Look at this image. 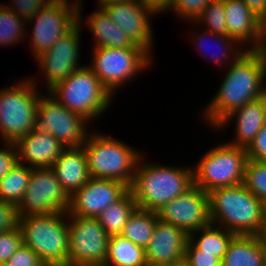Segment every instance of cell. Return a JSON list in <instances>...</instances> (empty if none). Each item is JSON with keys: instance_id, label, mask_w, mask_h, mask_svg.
I'll return each instance as SVG.
<instances>
[{"instance_id": "1", "label": "cell", "mask_w": 266, "mask_h": 266, "mask_svg": "<svg viewBox=\"0 0 266 266\" xmlns=\"http://www.w3.org/2000/svg\"><path fill=\"white\" fill-rule=\"evenodd\" d=\"M228 67L219 90L203 110L205 122L214 129L232 111L263 97L266 92V53L263 49L245 51Z\"/></svg>"}, {"instance_id": "2", "label": "cell", "mask_w": 266, "mask_h": 266, "mask_svg": "<svg viewBox=\"0 0 266 266\" xmlns=\"http://www.w3.org/2000/svg\"><path fill=\"white\" fill-rule=\"evenodd\" d=\"M208 194L211 224L236 235H266V206L243 183Z\"/></svg>"}, {"instance_id": "3", "label": "cell", "mask_w": 266, "mask_h": 266, "mask_svg": "<svg viewBox=\"0 0 266 266\" xmlns=\"http://www.w3.org/2000/svg\"><path fill=\"white\" fill-rule=\"evenodd\" d=\"M139 158L134 181L129 188L134 195L137 208L157 212L184 193L194 184L193 166L174 167L162 164L145 163Z\"/></svg>"}, {"instance_id": "4", "label": "cell", "mask_w": 266, "mask_h": 266, "mask_svg": "<svg viewBox=\"0 0 266 266\" xmlns=\"http://www.w3.org/2000/svg\"><path fill=\"white\" fill-rule=\"evenodd\" d=\"M82 147L91 177L115 180L131 187L142 155L140 151L98 131L89 133Z\"/></svg>"}, {"instance_id": "5", "label": "cell", "mask_w": 266, "mask_h": 266, "mask_svg": "<svg viewBox=\"0 0 266 266\" xmlns=\"http://www.w3.org/2000/svg\"><path fill=\"white\" fill-rule=\"evenodd\" d=\"M66 217L67 212H53L19 218L23 244L31 248L46 266H68L69 239Z\"/></svg>"}, {"instance_id": "6", "label": "cell", "mask_w": 266, "mask_h": 266, "mask_svg": "<svg viewBox=\"0 0 266 266\" xmlns=\"http://www.w3.org/2000/svg\"><path fill=\"white\" fill-rule=\"evenodd\" d=\"M48 93L69 111L82 115L89 123L102 116L113 101L111 93L88 65L76 69Z\"/></svg>"}, {"instance_id": "7", "label": "cell", "mask_w": 266, "mask_h": 266, "mask_svg": "<svg viewBox=\"0 0 266 266\" xmlns=\"http://www.w3.org/2000/svg\"><path fill=\"white\" fill-rule=\"evenodd\" d=\"M18 81L0 89V137L3 142L16 143L36 128L41 92H38L34 78Z\"/></svg>"}, {"instance_id": "8", "label": "cell", "mask_w": 266, "mask_h": 266, "mask_svg": "<svg viewBox=\"0 0 266 266\" xmlns=\"http://www.w3.org/2000/svg\"><path fill=\"white\" fill-rule=\"evenodd\" d=\"M247 150L231 144H219L202 155L193 167L194 184L204 192L244 182Z\"/></svg>"}, {"instance_id": "9", "label": "cell", "mask_w": 266, "mask_h": 266, "mask_svg": "<svg viewBox=\"0 0 266 266\" xmlns=\"http://www.w3.org/2000/svg\"><path fill=\"white\" fill-rule=\"evenodd\" d=\"M88 66L114 97L118 88L149 68L152 55L144 48L94 47Z\"/></svg>"}, {"instance_id": "10", "label": "cell", "mask_w": 266, "mask_h": 266, "mask_svg": "<svg viewBox=\"0 0 266 266\" xmlns=\"http://www.w3.org/2000/svg\"><path fill=\"white\" fill-rule=\"evenodd\" d=\"M71 2L52 0L27 20V28L32 23L34 25L30 46L35 59L48 51L61 36L68 33L78 23L79 0Z\"/></svg>"}, {"instance_id": "11", "label": "cell", "mask_w": 266, "mask_h": 266, "mask_svg": "<svg viewBox=\"0 0 266 266\" xmlns=\"http://www.w3.org/2000/svg\"><path fill=\"white\" fill-rule=\"evenodd\" d=\"M45 95L39 98L36 129L51 134L65 148L82 147L90 133L86 127L89 121L69 111L49 93Z\"/></svg>"}, {"instance_id": "12", "label": "cell", "mask_w": 266, "mask_h": 266, "mask_svg": "<svg viewBox=\"0 0 266 266\" xmlns=\"http://www.w3.org/2000/svg\"><path fill=\"white\" fill-rule=\"evenodd\" d=\"M71 220H70V219ZM68 265H103L110 236L97 218L68 215Z\"/></svg>"}, {"instance_id": "13", "label": "cell", "mask_w": 266, "mask_h": 266, "mask_svg": "<svg viewBox=\"0 0 266 266\" xmlns=\"http://www.w3.org/2000/svg\"><path fill=\"white\" fill-rule=\"evenodd\" d=\"M70 196L63 189L51 168H33L23 196L18 204L19 218L67 212Z\"/></svg>"}, {"instance_id": "14", "label": "cell", "mask_w": 266, "mask_h": 266, "mask_svg": "<svg viewBox=\"0 0 266 266\" xmlns=\"http://www.w3.org/2000/svg\"><path fill=\"white\" fill-rule=\"evenodd\" d=\"M81 6L78 5V23L65 35L61 36L51 48L35 59L38 62L40 73L44 74L46 90H50L57 83L68 78L76 69L83 67L80 62L81 37ZM42 71V72H41Z\"/></svg>"}, {"instance_id": "15", "label": "cell", "mask_w": 266, "mask_h": 266, "mask_svg": "<svg viewBox=\"0 0 266 266\" xmlns=\"http://www.w3.org/2000/svg\"><path fill=\"white\" fill-rule=\"evenodd\" d=\"M156 213L161 221L175 225L190 235L211 224L209 194L193 184Z\"/></svg>"}, {"instance_id": "16", "label": "cell", "mask_w": 266, "mask_h": 266, "mask_svg": "<svg viewBox=\"0 0 266 266\" xmlns=\"http://www.w3.org/2000/svg\"><path fill=\"white\" fill-rule=\"evenodd\" d=\"M129 187L115 180L91 177L70 196L68 215L97 218L110 204L118 201Z\"/></svg>"}, {"instance_id": "17", "label": "cell", "mask_w": 266, "mask_h": 266, "mask_svg": "<svg viewBox=\"0 0 266 266\" xmlns=\"http://www.w3.org/2000/svg\"><path fill=\"white\" fill-rule=\"evenodd\" d=\"M110 20L118 25L137 44L150 54L153 47V15L157 13L147 7L141 0L110 3L101 7ZM152 45V46H151Z\"/></svg>"}, {"instance_id": "18", "label": "cell", "mask_w": 266, "mask_h": 266, "mask_svg": "<svg viewBox=\"0 0 266 266\" xmlns=\"http://www.w3.org/2000/svg\"><path fill=\"white\" fill-rule=\"evenodd\" d=\"M227 35L247 50H260L265 45V23L242 0H224ZM248 42V45H246ZM251 45V46H250Z\"/></svg>"}, {"instance_id": "19", "label": "cell", "mask_w": 266, "mask_h": 266, "mask_svg": "<svg viewBox=\"0 0 266 266\" xmlns=\"http://www.w3.org/2000/svg\"><path fill=\"white\" fill-rule=\"evenodd\" d=\"M189 235L179 227L157 220L153 236L145 248L149 266H166L184 260Z\"/></svg>"}, {"instance_id": "20", "label": "cell", "mask_w": 266, "mask_h": 266, "mask_svg": "<svg viewBox=\"0 0 266 266\" xmlns=\"http://www.w3.org/2000/svg\"><path fill=\"white\" fill-rule=\"evenodd\" d=\"M15 144L19 163L30 168H51L65 149L54 136L36 128Z\"/></svg>"}, {"instance_id": "21", "label": "cell", "mask_w": 266, "mask_h": 266, "mask_svg": "<svg viewBox=\"0 0 266 266\" xmlns=\"http://www.w3.org/2000/svg\"><path fill=\"white\" fill-rule=\"evenodd\" d=\"M234 119L236 122L235 139L230 143L227 142V144L247 149L266 122V96L264 95L232 111L215 127L216 130L224 129Z\"/></svg>"}, {"instance_id": "22", "label": "cell", "mask_w": 266, "mask_h": 266, "mask_svg": "<svg viewBox=\"0 0 266 266\" xmlns=\"http://www.w3.org/2000/svg\"><path fill=\"white\" fill-rule=\"evenodd\" d=\"M51 169L69 196L91 178L83 147L65 148Z\"/></svg>"}, {"instance_id": "23", "label": "cell", "mask_w": 266, "mask_h": 266, "mask_svg": "<svg viewBox=\"0 0 266 266\" xmlns=\"http://www.w3.org/2000/svg\"><path fill=\"white\" fill-rule=\"evenodd\" d=\"M221 266H266V235H235Z\"/></svg>"}, {"instance_id": "24", "label": "cell", "mask_w": 266, "mask_h": 266, "mask_svg": "<svg viewBox=\"0 0 266 266\" xmlns=\"http://www.w3.org/2000/svg\"><path fill=\"white\" fill-rule=\"evenodd\" d=\"M86 26L95 36L93 47L143 48L137 45L116 23L110 20L102 8L87 16Z\"/></svg>"}, {"instance_id": "25", "label": "cell", "mask_w": 266, "mask_h": 266, "mask_svg": "<svg viewBox=\"0 0 266 266\" xmlns=\"http://www.w3.org/2000/svg\"><path fill=\"white\" fill-rule=\"evenodd\" d=\"M197 32H199V31H196V33H194V35H193L194 38H193L192 42L194 41L196 43V46L201 48V49L198 48V50H200V51L203 50L204 54L210 53V52H206V51H208L206 49L208 47L207 46L208 40L209 41L214 40V42H216L215 44L219 46V48L217 46V48L219 49L217 52H219L221 54H219V53H217V54L214 53L215 55L214 54L213 55L208 54V55H210L209 59L212 58L211 60L213 61L214 65H215V63L217 66L221 64L222 67L225 64H226V66L230 65L234 61H236L245 51H247V49L242 48L241 44L237 40L233 39L232 37H229L228 35L215 34V33L209 32L205 29L201 33L200 32L197 33ZM214 42H213V44H214ZM237 43L240 45V47ZM205 49H206V51H205ZM206 57H208V56H206Z\"/></svg>"}, {"instance_id": "26", "label": "cell", "mask_w": 266, "mask_h": 266, "mask_svg": "<svg viewBox=\"0 0 266 266\" xmlns=\"http://www.w3.org/2000/svg\"><path fill=\"white\" fill-rule=\"evenodd\" d=\"M136 208L137 203L129 189L118 201L105 208L98 215L97 220L109 236L120 235Z\"/></svg>"}, {"instance_id": "27", "label": "cell", "mask_w": 266, "mask_h": 266, "mask_svg": "<svg viewBox=\"0 0 266 266\" xmlns=\"http://www.w3.org/2000/svg\"><path fill=\"white\" fill-rule=\"evenodd\" d=\"M145 249L121 235L110 236L104 266H147Z\"/></svg>"}, {"instance_id": "28", "label": "cell", "mask_w": 266, "mask_h": 266, "mask_svg": "<svg viewBox=\"0 0 266 266\" xmlns=\"http://www.w3.org/2000/svg\"><path fill=\"white\" fill-rule=\"evenodd\" d=\"M201 232V233H200ZM199 233V237L197 234ZM233 232H230L220 226L209 224L206 227H202L189 235V240L204 253L212 254L218 257L221 261L228 246L235 236Z\"/></svg>"}, {"instance_id": "29", "label": "cell", "mask_w": 266, "mask_h": 266, "mask_svg": "<svg viewBox=\"0 0 266 266\" xmlns=\"http://www.w3.org/2000/svg\"><path fill=\"white\" fill-rule=\"evenodd\" d=\"M157 220L156 212L136 208L120 235L145 249L153 236Z\"/></svg>"}, {"instance_id": "30", "label": "cell", "mask_w": 266, "mask_h": 266, "mask_svg": "<svg viewBox=\"0 0 266 266\" xmlns=\"http://www.w3.org/2000/svg\"><path fill=\"white\" fill-rule=\"evenodd\" d=\"M32 169L33 168L18 162L17 165L0 180V200L18 206L27 189Z\"/></svg>"}, {"instance_id": "31", "label": "cell", "mask_w": 266, "mask_h": 266, "mask_svg": "<svg viewBox=\"0 0 266 266\" xmlns=\"http://www.w3.org/2000/svg\"><path fill=\"white\" fill-rule=\"evenodd\" d=\"M27 21L0 3V46H12L27 38ZM26 33V34H25ZM8 45V46H7Z\"/></svg>"}, {"instance_id": "32", "label": "cell", "mask_w": 266, "mask_h": 266, "mask_svg": "<svg viewBox=\"0 0 266 266\" xmlns=\"http://www.w3.org/2000/svg\"><path fill=\"white\" fill-rule=\"evenodd\" d=\"M194 22L204 24L209 32L227 35L224 0H212Z\"/></svg>"}, {"instance_id": "33", "label": "cell", "mask_w": 266, "mask_h": 266, "mask_svg": "<svg viewBox=\"0 0 266 266\" xmlns=\"http://www.w3.org/2000/svg\"><path fill=\"white\" fill-rule=\"evenodd\" d=\"M243 184L266 206V162L247 159Z\"/></svg>"}, {"instance_id": "34", "label": "cell", "mask_w": 266, "mask_h": 266, "mask_svg": "<svg viewBox=\"0 0 266 266\" xmlns=\"http://www.w3.org/2000/svg\"><path fill=\"white\" fill-rule=\"evenodd\" d=\"M211 1L212 0H174L169 11H174L172 12L173 14L176 12L177 17L189 21L190 23L192 21L194 24V21Z\"/></svg>"}, {"instance_id": "35", "label": "cell", "mask_w": 266, "mask_h": 266, "mask_svg": "<svg viewBox=\"0 0 266 266\" xmlns=\"http://www.w3.org/2000/svg\"><path fill=\"white\" fill-rule=\"evenodd\" d=\"M23 245L19 226L16 229L0 232V263H5L10 256Z\"/></svg>"}, {"instance_id": "36", "label": "cell", "mask_w": 266, "mask_h": 266, "mask_svg": "<svg viewBox=\"0 0 266 266\" xmlns=\"http://www.w3.org/2000/svg\"><path fill=\"white\" fill-rule=\"evenodd\" d=\"M184 261L189 266H221V260L199 250L189 239L186 243Z\"/></svg>"}, {"instance_id": "37", "label": "cell", "mask_w": 266, "mask_h": 266, "mask_svg": "<svg viewBox=\"0 0 266 266\" xmlns=\"http://www.w3.org/2000/svg\"><path fill=\"white\" fill-rule=\"evenodd\" d=\"M51 1L52 0H12L9 5H4L27 21Z\"/></svg>"}, {"instance_id": "38", "label": "cell", "mask_w": 266, "mask_h": 266, "mask_svg": "<svg viewBox=\"0 0 266 266\" xmlns=\"http://www.w3.org/2000/svg\"><path fill=\"white\" fill-rule=\"evenodd\" d=\"M9 266H46L41 258L24 244L6 262Z\"/></svg>"}, {"instance_id": "39", "label": "cell", "mask_w": 266, "mask_h": 266, "mask_svg": "<svg viewBox=\"0 0 266 266\" xmlns=\"http://www.w3.org/2000/svg\"><path fill=\"white\" fill-rule=\"evenodd\" d=\"M18 226L19 215L17 206L0 200V232L13 230Z\"/></svg>"}, {"instance_id": "40", "label": "cell", "mask_w": 266, "mask_h": 266, "mask_svg": "<svg viewBox=\"0 0 266 266\" xmlns=\"http://www.w3.org/2000/svg\"><path fill=\"white\" fill-rule=\"evenodd\" d=\"M4 146L0 149V180L19 162L16 144L4 142Z\"/></svg>"}, {"instance_id": "41", "label": "cell", "mask_w": 266, "mask_h": 266, "mask_svg": "<svg viewBox=\"0 0 266 266\" xmlns=\"http://www.w3.org/2000/svg\"><path fill=\"white\" fill-rule=\"evenodd\" d=\"M246 150L248 159L266 162V122Z\"/></svg>"}, {"instance_id": "42", "label": "cell", "mask_w": 266, "mask_h": 266, "mask_svg": "<svg viewBox=\"0 0 266 266\" xmlns=\"http://www.w3.org/2000/svg\"><path fill=\"white\" fill-rule=\"evenodd\" d=\"M250 10L266 23V0H242Z\"/></svg>"}, {"instance_id": "43", "label": "cell", "mask_w": 266, "mask_h": 266, "mask_svg": "<svg viewBox=\"0 0 266 266\" xmlns=\"http://www.w3.org/2000/svg\"><path fill=\"white\" fill-rule=\"evenodd\" d=\"M147 7H150L157 14L170 10L174 0H141Z\"/></svg>"}, {"instance_id": "44", "label": "cell", "mask_w": 266, "mask_h": 266, "mask_svg": "<svg viewBox=\"0 0 266 266\" xmlns=\"http://www.w3.org/2000/svg\"><path fill=\"white\" fill-rule=\"evenodd\" d=\"M128 1H137V0H98V7L97 8H101L104 5H108L110 3H121V2H128Z\"/></svg>"}, {"instance_id": "45", "label": "cell", "mask_w": 266, "mask_h": 266, "mask_svg": "<svg viewBox=\"0 0 266 266\" xmlns=\"http://www.w3.org/2000/svg\"><path fill=\"white\" fill-rule=\"evenodd\" d=\"M166 266H189L184 260L179 262V263H175V264H171V265H166Z\"/></svg>"}, {"instance_id": "46", "label": "cell", "mask_w": 266, "mask_h": 266, "mask_svg": "<svg viewBox=\"0 0 266 266\" xmlns=\"http://www.w3.org/2000/svg\"><path fill=\"white\" fill-rule=\"evenodd\" d=\"M68 266H103V265H68Z\"/></svg>"}, {"instance_id": "47", "label": "cell", "mask_w": 266, "mask_h": 266, "mask_svg": "<svg viewBox=\"0 0 266 266\" xmlns=\"http://www.w3.org/2000/svg\"><path fill=\"white\" fill-rule=\"evenodd\" d=\"M263 50H264L265 53H266V36H265V45H264V47H263Z\"/></svg>"}, {"instance_id": "48", "label": "cell", "mask_w": 266, "mask_h": 266, "mask_svg": "<svg viewBox=\"0 0 266 266\" xmlns=\"http://www.w3.org/2000/svg\"><path fill=\"white\" fill-rule=\"evenodd\" d=\"M0 266H9V265L5 262V263H0Z\"/></svg>"}]
</instances>
